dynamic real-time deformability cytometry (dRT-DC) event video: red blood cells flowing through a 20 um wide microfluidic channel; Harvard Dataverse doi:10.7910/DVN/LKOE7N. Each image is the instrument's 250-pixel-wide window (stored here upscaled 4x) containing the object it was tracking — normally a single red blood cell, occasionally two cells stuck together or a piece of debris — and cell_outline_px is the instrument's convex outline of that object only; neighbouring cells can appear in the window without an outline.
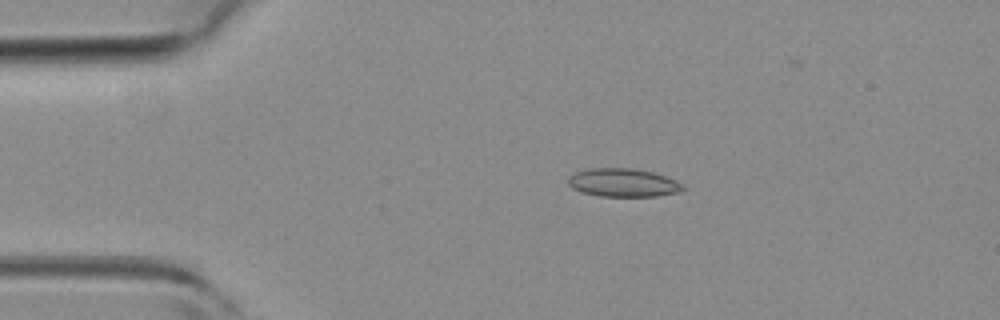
{"species": "common noctule bat (a hibernating species)", "species_latin": "Nyctalus noctula", "temperature_condition": "room temperature", "stored_images_in_passage": 47, "camera_frame_rate_fps": 3000, "um_per_image_px": 0.085, "animal": {"sex": "female", "body_mass_g": 19.3, "forearm_length_mm": 54.1}, "frame": {"image": 1, "passage_image": 9, "time_ms": 2.667, "image_size_px": [1000, 320], "cell_outline_px": [[684, 188], [680, 192], [656, 196], [600, 196], [580, 192], [572, 188], [568, 184], [568, 176], [576, 172], [588, 168], [632, 168], [652, 172], [676, 180], [684, 184]], "centroid_in_image_um": [52.95, 15.53], "position_along_channel_um": 32.1, "area_um2": 19.02}}
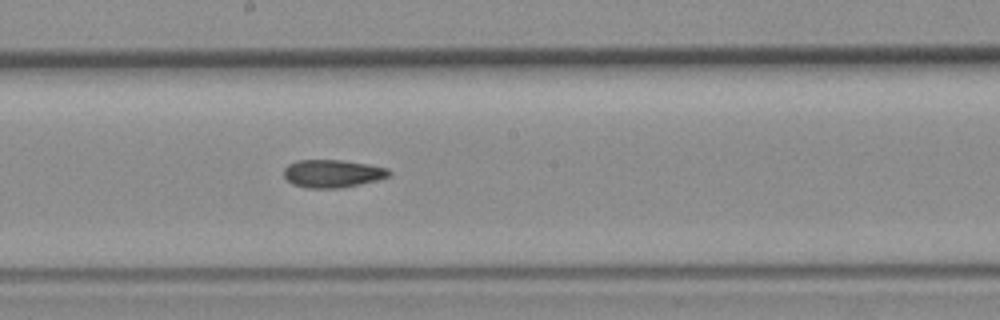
{"frame": {"image": 2, "passage_image": 25, "time_ms": 8.0, "image_size_px": [1000, 320], "cell_outline_px": [[392, 172], [388, 176], [376, 180], [340, 188], [308, 188], [292, 184], [284, 176], [284, 168], [288, 164], [296, 160], [344, 160], [368, 164], [388, 168]], "centroid_in_image_um": [28.24, 14.74], "position_along_channel_um": 220.0, "area_um2": 17.05}}
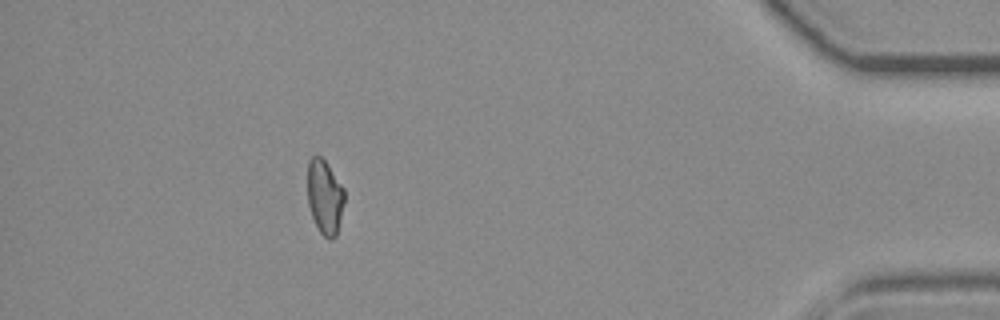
{"frame": {"image": 3, "passage_image": 42, "time_ms": 13.667, "image_size_px": [1000, 320], "cell_outline_px": [[344, 200], [336, 236], [332, 240], [328, 240], [320, 232], [312, 216], [308, 204], [308, 160], [312, 156], [320, 156], [328, 164], [344, 188]], "centroid_in_image_um": [27.6, 16.73], "position_along_channel_um": 407.6, "area_um2": 15.9}}